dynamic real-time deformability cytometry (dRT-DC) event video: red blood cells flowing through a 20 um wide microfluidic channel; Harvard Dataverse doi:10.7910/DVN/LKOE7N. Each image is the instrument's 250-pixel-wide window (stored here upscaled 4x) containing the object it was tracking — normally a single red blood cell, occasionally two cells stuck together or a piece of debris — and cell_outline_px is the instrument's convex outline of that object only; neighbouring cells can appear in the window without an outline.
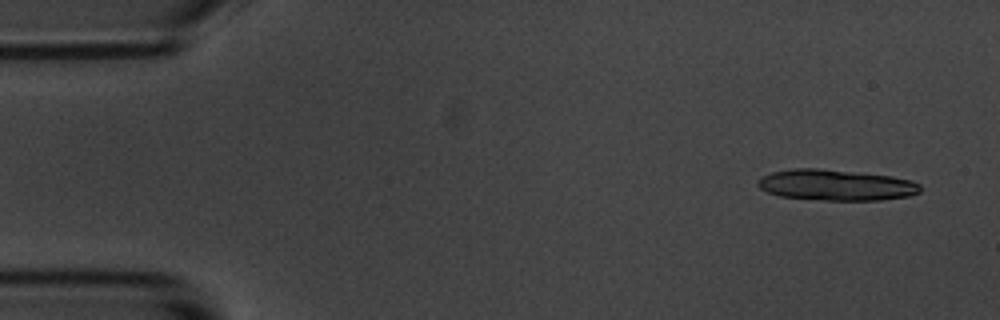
{"species": "common noctule bat (a hibernating species)", "species_latin": "Nyctalus noctula", "temperature_condition": "room temperature", "stored_images_in_passage": 5, "camera_frame_rate_fps": 3000, "um_per_image_px": 0.085, "animal": {"sex": "male", "body_mass_g": 20.1, "forearm_length_mm": 53.5}, "frame": {"image": 1, "passage_image": 1, "time_ms": 0.0, "image_size_px": [1000, 320], "cell_outline_px": [[920, 192], [908, 196], [880, 200], [824, 200], [780, 196], [768, 192], [760, 188], [756, 184], [756, 180], [760, 176], [772, 172], [792, 168], [816, 168], [892, 176], [912, 180], [920, 184]], "centroid_in_image_um": [71.03, 15.72], "position_along_channel_um": 14.0, "area_um2": 29.3}}
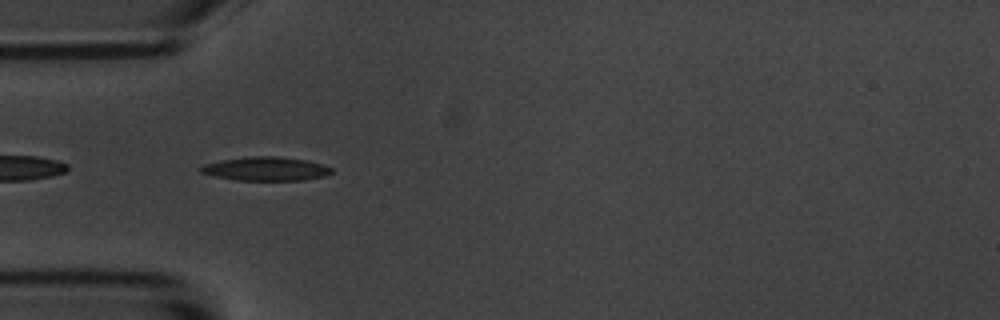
{"frame": {"image": 2, "passage_image": 5, "time_ms": 4.667, "image_size_px": [1000, 320], "cell_outline_px": [[332, 172], [324, 176], [304, 180], [236, 180], [216, 176], [200, 172], [196, 168], [204, 164], [220, 160], [252, 156], [276, 156], [308, 160], [324, 164], [332, 168]], "centroid_in_image_um": [22.59, 14.34], "position_along_channel_um": 62.4, "area_um2": 18.21}}